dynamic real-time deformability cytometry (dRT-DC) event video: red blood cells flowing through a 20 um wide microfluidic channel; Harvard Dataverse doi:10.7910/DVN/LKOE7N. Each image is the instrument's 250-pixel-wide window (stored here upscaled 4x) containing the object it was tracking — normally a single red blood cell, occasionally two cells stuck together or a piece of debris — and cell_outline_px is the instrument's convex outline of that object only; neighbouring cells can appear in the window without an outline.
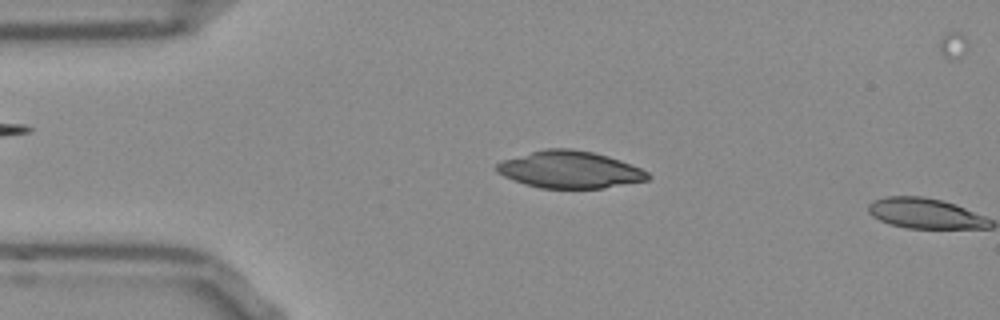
{"species": "Egyptian fruit bat (a non-hibernating species)", "species_latin": "Rousettus aegyptiacus", "temperature_condition": "room temperature", "stored_images_in_passage": 11, "camera_frame_rate_fps": 3000, "um_per_image_px": 0.085, "frame": {"image": 1, "passage_image": 10, "time_ms": 3.0, "image_size_px": [1000, 320], "cell_outline_px": [[652, 176], [648, 180], [604, 188], [540, 188], [524, 184], [512, 180], [496, 172], [496, 164], [500, 160], [544, 148], [572, 148], [592, 152], [608, 156], [620, 160], [640, 168], [648, 172]], "centroid_in_image_um": [48.4, 14.41], "position_along_channel_um": 36.6, "area_um2": 32.89}}